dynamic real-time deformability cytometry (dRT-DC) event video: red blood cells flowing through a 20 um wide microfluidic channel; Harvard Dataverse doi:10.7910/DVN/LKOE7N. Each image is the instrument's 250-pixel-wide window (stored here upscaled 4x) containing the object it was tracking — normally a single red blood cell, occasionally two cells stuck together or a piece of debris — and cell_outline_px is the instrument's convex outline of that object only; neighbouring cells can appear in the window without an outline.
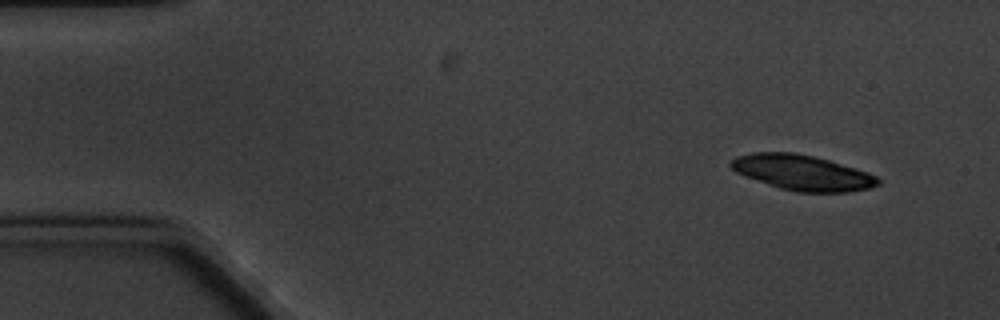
{"species": "common noctule bat (a hibernating species)", "species_latin": "Nyctalus noctula", "temperature_condition": "cold", "stored_images_in_passage": 4, "camera_frame_rate_fps": 3000, "um_per_image_px": 0.085, "animal": {"sex": "male", "body_mass_g": 20.1, "forearm_length_mm": 53.5}, "frame": {"image": 1, "passage_image": 1, "time_ms": 0.0, "image_size_px": [1000, 320], "cell_outline_px": [[880, 184], [868, 188], [848, 192], [796, 192], [780, 188], [744, 176], [736, 172], [728, 164], [736, 156], [752, 152], [792, 152], [812, 156], [828, 160], [856, 168], [868, 172], [876, 176], [880, 180]], "centroid_in_image_um": [68.18, 14.67], "position_along_channel_um": 16.8, "area_um2": 30.17}}